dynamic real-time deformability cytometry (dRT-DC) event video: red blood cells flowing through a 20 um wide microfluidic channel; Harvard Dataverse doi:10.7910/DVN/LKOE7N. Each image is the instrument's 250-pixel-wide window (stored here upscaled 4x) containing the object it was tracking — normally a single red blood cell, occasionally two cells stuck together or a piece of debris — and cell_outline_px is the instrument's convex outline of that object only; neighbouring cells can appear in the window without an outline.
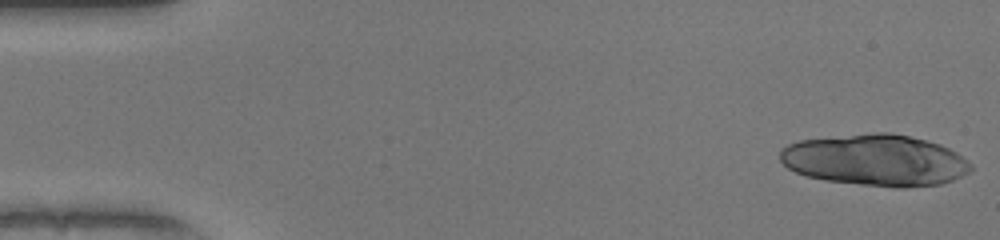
{"species": "human", "species_latin": "Homo sapiens", "temperature_condition": "warm", "stored_images_in_passage": 38, "camera_frame_rate_fps": 3000, "um_per_image_px": 0.085, "donor": {"sex": "female"}, "frame": {"image": 1, "passage_image": 1, "time_ms": 0.0, "image_size_px": [1000, 240], "cell_outline_px": [[972, 168], [968, 172], [952, 180], [940, 184], [904, 188], [896, 188], [824, 180], [808, 176], [796, 172], [788, 168], [780, 160], [780, 148], [788, 144], [800, 140], [880, 132], [888, 132], [908, 136], [940, 144], [956, 152], [968, 160], [972, 164]], "centroid_in_image_um": [74.41, 13.62], "position_along_channel_um": 10.6, "area_um2": 56.93}}
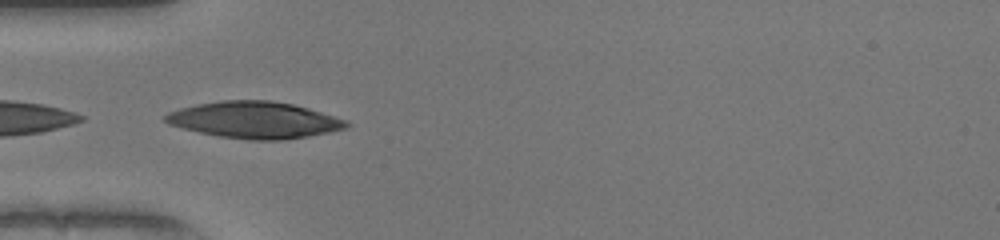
{"frame": {"image": 2, "passage_image": 16, "time_ms": 5.0, "image_size_px": [1000, 240], "cell_outline_px": [[352, 124], [344, 128], [328, 132], [308, 136], [280, 140], [248, 140], [220, 136], [200, 132], [168, 124], [164, 120], [164, 116], [168, 112], [180, 108], [196, 104], [220, 100], [272, 100], [292, 104], [308, 108], [344, 120]], "centroid_in_image_um": [21.59, 10.19], "position_along_channel_um": 63.4, "area_um2": 38.32}}